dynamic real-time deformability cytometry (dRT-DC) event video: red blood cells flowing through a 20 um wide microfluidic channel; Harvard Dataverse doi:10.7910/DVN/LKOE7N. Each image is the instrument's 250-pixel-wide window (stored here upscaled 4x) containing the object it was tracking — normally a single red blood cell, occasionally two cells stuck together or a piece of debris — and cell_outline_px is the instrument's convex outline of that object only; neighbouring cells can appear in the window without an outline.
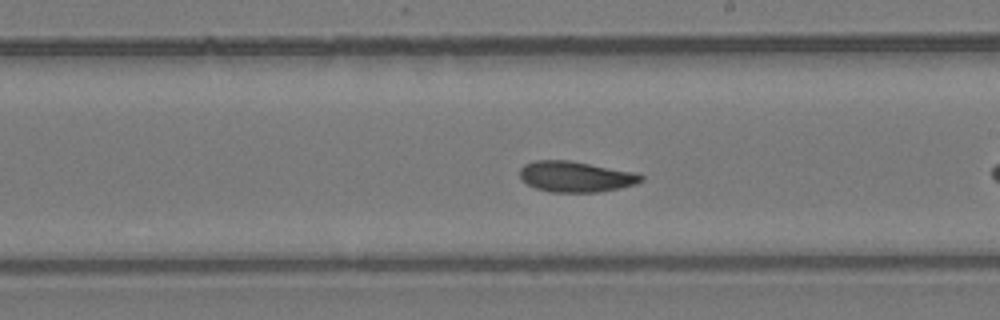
{"species": "common noctule bat (a hibernating species)", "species_latin": "Nyctalus noctula", "temperature_condition": "room temperature", "stored_images_in_passage": 27, "camera_frame_rate_fps": 3000, "um_per_image_px": 0.085, "animal": {"sex": "female", "body_mass_g": 24.6, "forearm_length_mm": 56.2}, "frame": {"image": 1, "passage_image": 12, "time_ms": 3.667, "image_size_px": [1000, 320], "cell_outline_px": [[644, 180], [636, 184], [620, 188], [596, 192], [552, 192], [536, 188], [528, 184], [520, 176], [520, 168], [524, 164], [536, 160], [568, 160], [636, 172], [644, 176]], "centroid_in_image_um": [48.96, 15.01], "position_along_channel_um": 240.0, "area_um2": 21.68}}